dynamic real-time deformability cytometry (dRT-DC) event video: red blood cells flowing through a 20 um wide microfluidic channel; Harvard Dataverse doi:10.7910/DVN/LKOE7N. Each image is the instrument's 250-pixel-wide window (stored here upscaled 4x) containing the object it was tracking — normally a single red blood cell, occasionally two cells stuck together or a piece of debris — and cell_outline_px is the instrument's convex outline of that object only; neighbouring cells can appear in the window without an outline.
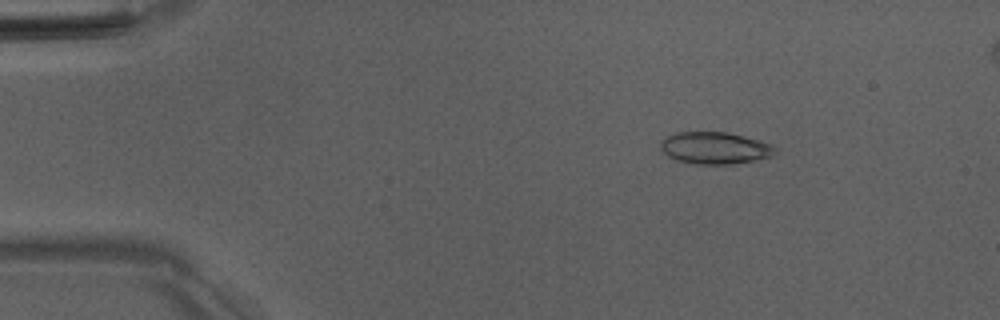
{"species": "Egyptian fruit bat (a non-hibernating species)", "species_latin": "Rousettus aegyptiacus", "temperature_condition": "room temperature", "stored_images_in_passage": 52, "camera_frame_rate_fps": 3000, "um_per_image_px": 0.085, "animal": {"sex": "male"}, "frame": {"image": 1, "passage_image": 8, "time_ms": 2.333, "image_size_px": [1000, 320], "cell_outline_px": [[776, 148], [772, 156], [732, 164], [696, 164], [676, 160], [668, 156], [660, 148], [660, 144], [664, 136], [676, 132], [728, 132], [772, 144]], "centroid_in_image_um": [60.72, 12.57], "position_along_channel_um": 24.3, "area_um2": 21.27}}
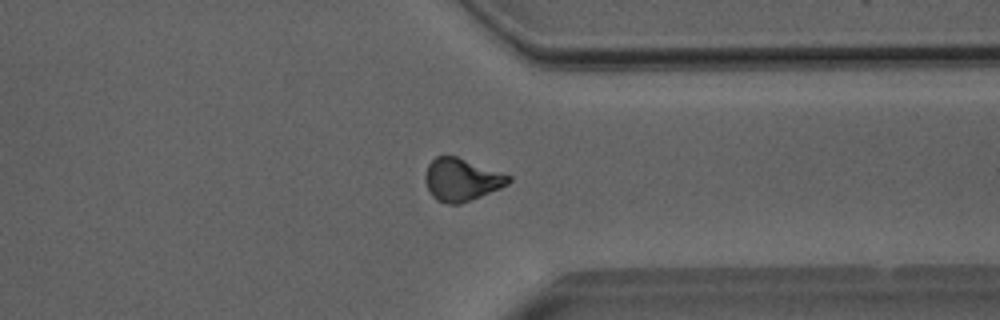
{"frame": {"image": 2, "passage_image": 40, "time_ms": 13.0, "image_size_px": [1000, 320], "cell_outline_px": [[512, 180], [508, 184], [500, 188], [472, 200], [460, 204], [448, 204], [436, 200], [428, 192], [424, 180], [424, 176], [428, 164], [436, 156], [456, 156], [512, 176]], "centroid_in_image_um": [39.21, 15.28], "position_along_channel_um": 372.2, "area_um2": 20.81}}
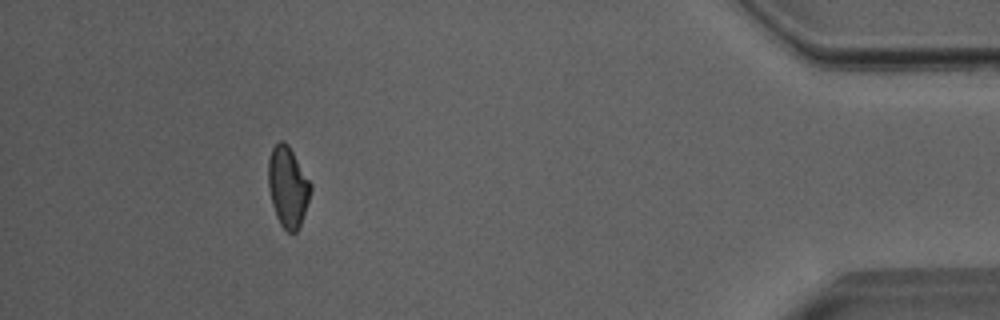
{"frame": {"image": 3, "passage_image": 47, "time_ms": 15.333, "image_size_px": [1000, 320], "cell_outline_px": [[312, 188], [300, 224], [296, 232], [288, 232], [280, 224], [276, 216], [272, 204], [268, 188], [268, 160], [272, 148], [280, 140], [284, 140], [288, 144], [312, 184]], "centroid_in_image_um": [24.45, 15.85], "position_along_channel_um": 410.8, "area_um2": 19.77}}